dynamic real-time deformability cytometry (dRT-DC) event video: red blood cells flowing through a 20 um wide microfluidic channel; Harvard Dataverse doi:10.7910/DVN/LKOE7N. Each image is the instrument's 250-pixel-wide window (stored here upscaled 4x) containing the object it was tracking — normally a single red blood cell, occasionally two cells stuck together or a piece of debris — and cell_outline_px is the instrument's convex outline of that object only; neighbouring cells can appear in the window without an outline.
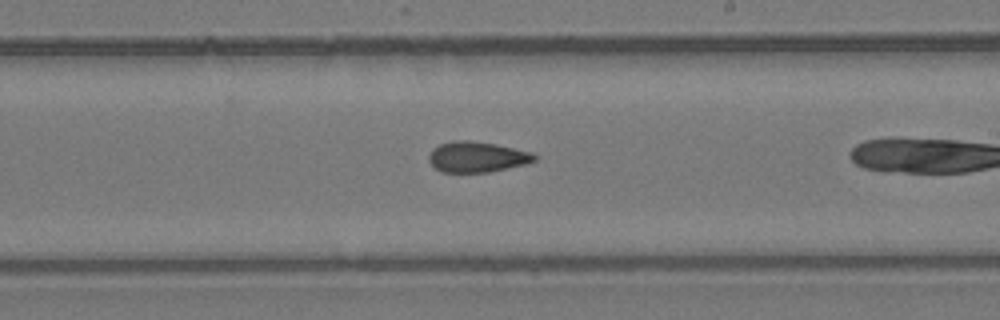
{"species": "common noctule bat (a hibernating species)", "species_latin": "Nyctalus noctula", "temperature_condition": "room temperature", "stored_images_in_passage": 18, "segment_of_instrument_passage": [2, 2], "camera_frame_rate_fps": 3000, "um_per_image_px": 0.085, "animal": {"sex": "female", "body_mass_g": 24.6, "forearm_length_mm": 56.2}, "frame": {"image": 1, "passage_image": 11, "time_ms": 3.333, "image_size_px": [1000, 320], "cell_outline_px": [[536, 160], [524, 164], [488, 172], [440, 172], [428, 160], [428, 156], [432, 148], [440, 144], [452, 140], [468, 140], [496, 144], [532, 152], [536, 156]], "centroid_in_image_um": [40.51, 13.33], "position_along_channel_um": 248.5, "area_um2": 18.79}}
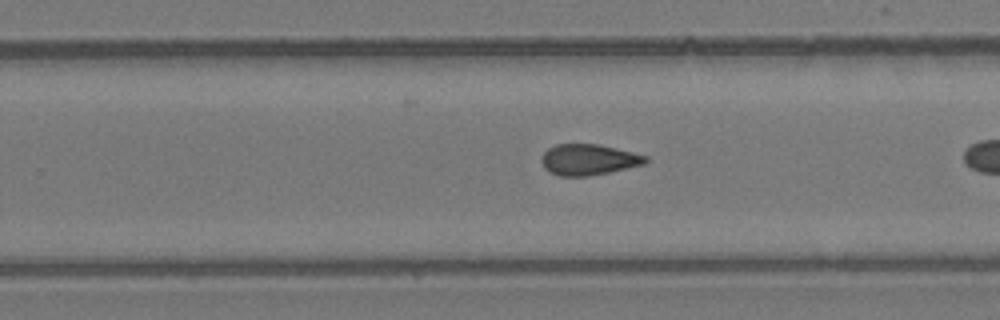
{"frame": {"image": 2, "passage_image": 13, "time_ms": 4.0, "image_size_px": [1000, 320], "cell_outline_px": [[648, 160], [644, 164], [608, 172], [588, 176], [560, 176], [548, 172], [544, 168], [540, 160], [544, 152], [548, 148], [556, 144], [600, 144], [648, 156]], "centroid_in_image_um": [49.99, 13.56], "position_along_channel_um": 279.8, "area_um2": 18.79}}
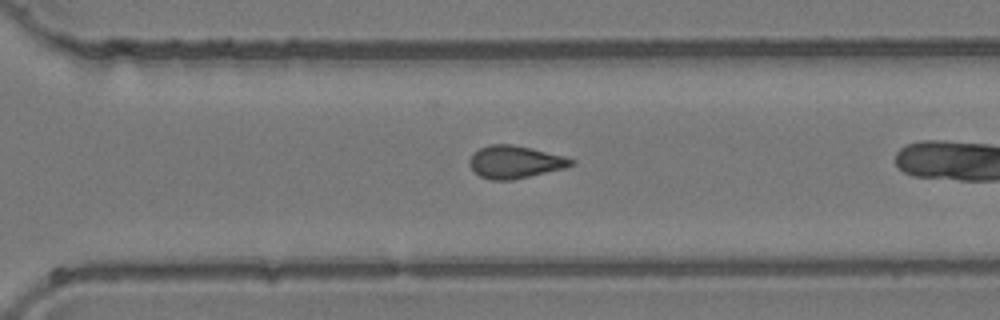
{"frame": {"image": 3, "passage_image": 16, "time_ms": 5.0, "image_size_px": [1000, 320], "cell_outline_px": [[576, 164], [564, 168], [512, 180], [492, 180], [480, 176], [468, 164], [468, 160], [480, 148], [492, 144], [512, 144], [532, 148], [564, 156], [576, 160]], "centroid_in_image_um": [43.8, 13.76], "position_along_channel_um": 326.8, "area_um2": 19.19}}